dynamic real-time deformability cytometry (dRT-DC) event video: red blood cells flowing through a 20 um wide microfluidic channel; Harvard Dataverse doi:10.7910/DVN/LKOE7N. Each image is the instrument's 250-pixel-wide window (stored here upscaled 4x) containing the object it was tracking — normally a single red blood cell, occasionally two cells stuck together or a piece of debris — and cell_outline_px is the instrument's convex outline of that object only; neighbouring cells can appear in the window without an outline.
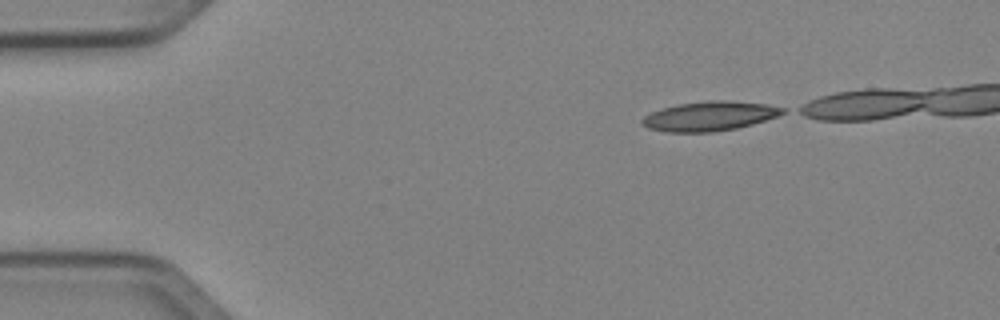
{"species": "Egyptian fruit bat (a non-hibernating species)", "species_latin": "Rousettus aegyptiacus", "temperature_condition": "cold", "stored_images_in_passage": 35, "camera_frame_rate_fps": 3000, "um_per_image_px": 0.085, "animal": {"sex": "female"}, "frame": {"image": 1, "passage_image": 1, "time_ms": 0.0, "image_size_px": [1000, 320], "cell_outline_px": [[788, 112], [752, 124], [736, 128], [712, 132], [668, 132], [648, 128], [640, 124], [640, 120], [644, 116], [652, 112], [664, 108], [680, 104], [712, 100], [720, 100], [768, 104], [788, 108]], "centroid_in_image_um": [60.33, 9.87], "position_along_channel_um": 24.7, "area_um2": 23.99}}
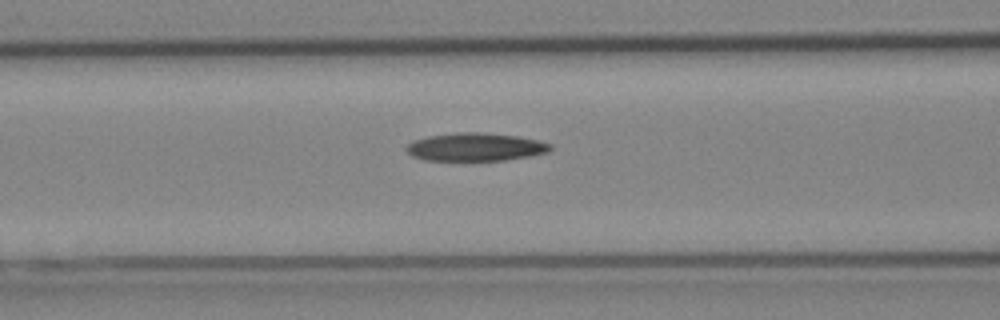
{"frame": {"image": 2, "passage_image": 14, "time_ms": 4.333, "image_size_px": [1000, 320], "cell_outline_px": [[552, 148], [548, 152], [532, 156], [504, 160], [424, 160], [412, 156], [404, 148], [412, 140], [428, 136], [456, 132], [480, 132], [516, 136], [536, 140], [552, 144]], "centroid_in_image_um": [40.39, 12.49], "position_along_channel_um": 126.2, "area_um2": 23.58}}
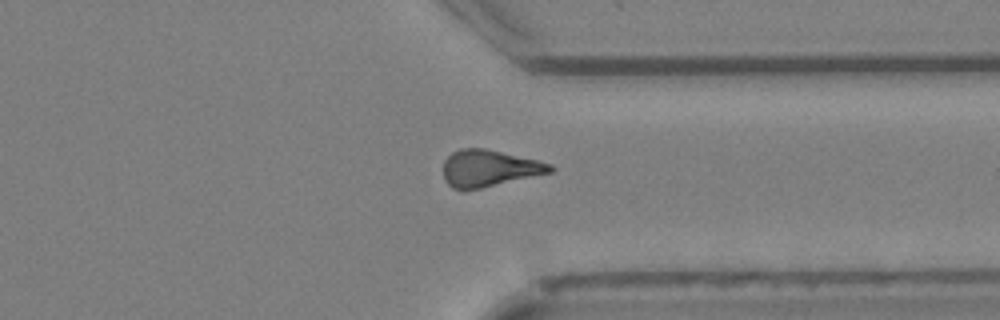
{"frame": {"image": 3, "passage_image": 32, "time_ms": 10.333, "image_size_px": [1000, 320], "cell_outline_px": [[556, 168], [552, 172], [480, 188], [452, 188], [444, 180], [444, 160], [452, 152], [460, 148], [484, 148], [536, 160], [552, 164]], "centroid_in_image_um": [41.57, 14.29], "position_along_channel_um": 369.8, "area_um2": 22.48}}